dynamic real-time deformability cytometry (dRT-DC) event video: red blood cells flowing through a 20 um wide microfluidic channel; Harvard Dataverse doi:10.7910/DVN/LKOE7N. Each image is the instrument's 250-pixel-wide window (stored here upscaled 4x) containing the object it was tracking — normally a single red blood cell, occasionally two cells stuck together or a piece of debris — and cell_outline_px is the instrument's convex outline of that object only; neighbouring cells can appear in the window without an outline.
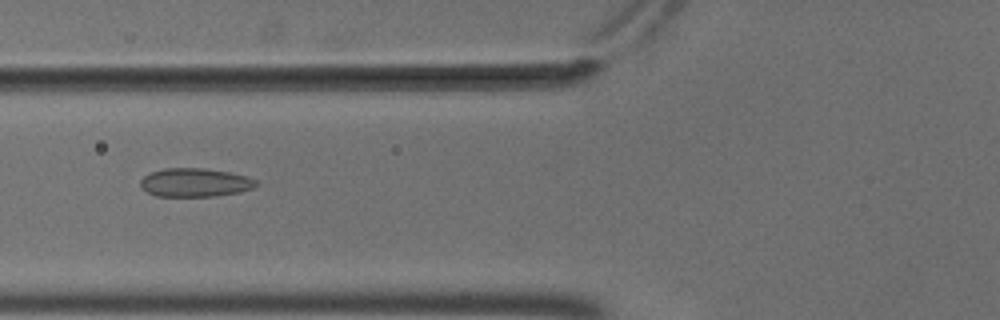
{"species": "common noctule bat (a hibernating species)", "species_latin": "Nyctalus noctula", "temperature_condition": "cold", "stored_images_in_passage": 40, "camera_frame_rate_fps": 3000, "um_per_image_px": 0.085, "animal": {"sex": "male", "body_mass_g": 18.8}, "frame": {"image": 1, "passage_image": 7, "time_ms": 2.0, "image_size_px": [1000, 320], "cell_outline_px": [[260, 184], [252, 188], [240, 192], [216, 196], [156, 196], [140, 188], [140, 180], [144, 176], [152, 172], [164, 168], [204, 168], [228, 172], [248, 176], [256, 180]], "centroid_in_image_um": [16.58, 15.51], "position_along_channel_um": 109.2, "area_um2": 19.36}}
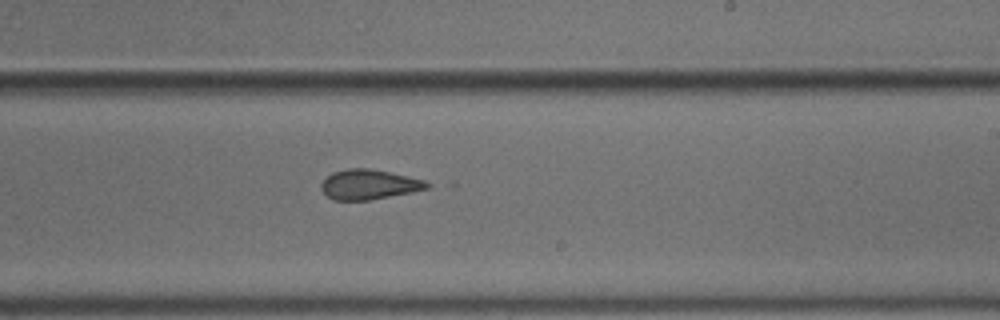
{"frame": {"image": 2, "passage_image": 19, "time_ms": 6.0, "image_size_px": [1000, 320], "cell_outline_px": [[432, 184], [428, 188], [412, 192], [368, 200], [332, 200], [320, 188], [320, 184], [332, 172], [348, 168], [372, 168], [424, 180]], "centroid_in_image_um": [31.35, 15.67], "position_along_channel_um": 257.6, "area_um2": 18.38}}
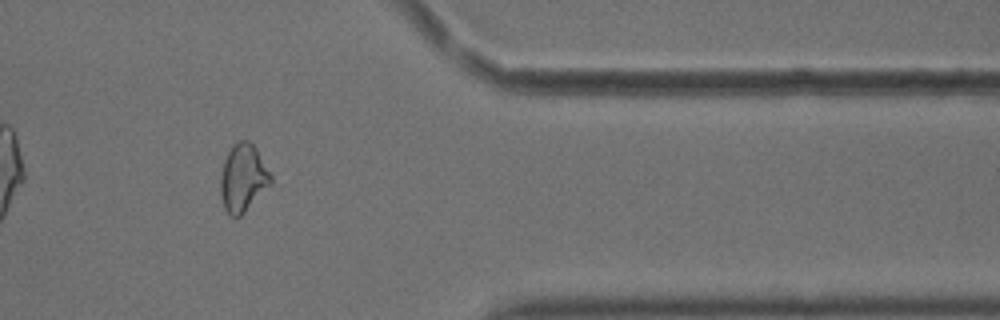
{"frame": {"image": 3, "passage_image": 31, "time_ms": 10.0, "image_size_px": [1000, 320], "cell_outline_px": [[272, 184], [240, 216], [228, 216], [224, 208], [220, 192], [220, 176], [224, 160], [232, 144], [240, 140], [248, 140], [256, 148], [272, 176]], "centroid_in_image_um": [20.65, 15.13], "position_along_channel_um": 390.8, "area_um2": 19.88}, "authors_computed_cell_mechanics": {"area_um2": 19.363, "velocity_mm_per_s": 3.6998, "shape_relaxation_time_tau1_ms": null, "shape_relaxation_time_tau2_ms": 1.5727, "deformation_change_tau1": null, "deformation_change_tau2": 0.0756}}